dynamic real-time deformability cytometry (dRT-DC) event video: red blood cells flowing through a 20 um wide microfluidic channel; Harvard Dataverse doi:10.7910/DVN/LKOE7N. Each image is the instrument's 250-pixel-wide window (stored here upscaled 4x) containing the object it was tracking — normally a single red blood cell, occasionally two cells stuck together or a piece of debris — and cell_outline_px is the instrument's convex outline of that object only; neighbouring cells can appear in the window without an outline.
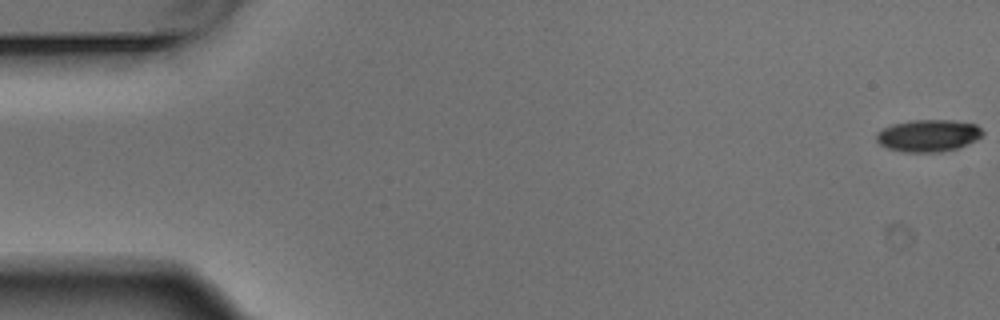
{"species": "Egyptian fruit bat (a non-hibernating species)", "species_latin": "Rousettus aegyptiacus", "temperature_condition": "warm", "stored_images_in_passage": 6, "camera_frame_rate_fps": 3000, "um_per_image_px": 0.085, "animal": {"sex": "male"}, "frame": {"image": 1, "passage_image": 1, "time_ms": 0.0, "image_size_px": [1000, 320], "cell_outline_px": [[984, 132], [976, 140], [956, 148], [940, 152], [904, 152], [888, 148], [880, 144], [876, 140], [876, 132], [892, 124], [912, 120], [956, 120], [976, 124]], "centroid_in_image_um": [78.89, 11.52], "position_along_channel_um": 6.1, "area_um2": 19.83}}
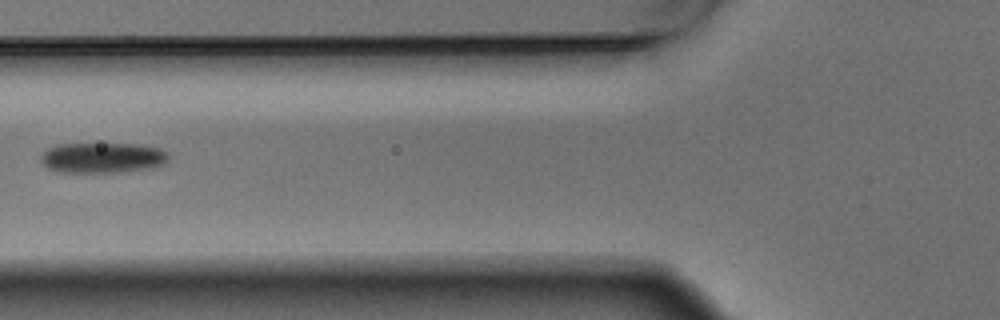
{"frame": {"image": 2, "passage_image": 6, "time_ms": 1.667, "image_size_px": [1000, 320], "cell_outline_px": [[168, 160], [164, 164], [152, 168], [116, 172], [56, 172], [48, 168], [40, 160], [40, 156], [48, 148], [56, 144], [140, 144], [160, 148], [168, 152]], "centroid_in_image_um": [8.72, 13.4], "position_along_channel_um": 117.1, "area_um2": 22.77}}